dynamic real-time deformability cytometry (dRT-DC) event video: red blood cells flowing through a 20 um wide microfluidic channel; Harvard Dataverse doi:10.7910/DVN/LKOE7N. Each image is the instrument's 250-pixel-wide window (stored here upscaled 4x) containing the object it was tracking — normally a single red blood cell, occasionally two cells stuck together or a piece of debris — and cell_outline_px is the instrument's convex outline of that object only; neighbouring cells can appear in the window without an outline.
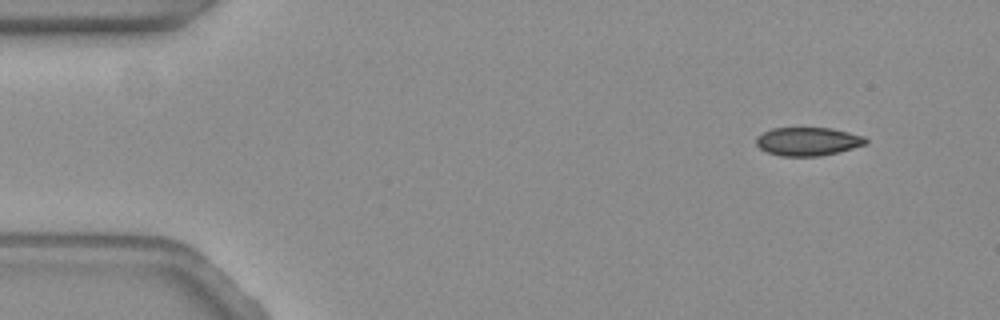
{"species": "common noctule bat (a hibernating species)", "species_latin": "Nyctalus noctula", "temperature_condition": "warm", "stored_images_in_passage": 53, "camera_frame_rate_fps": 3000, "um_per_image_px": 0.085, "animal": {"sex": "female", "body_mass_g": 19.3, "forearm_length_mm": 54.1}, "frame": {"image": 1, "passage_image": 1, "time_ms": 0.0, "image_size_px": [1000, 320], "cell_outline_px": [[868, 144], [820, 156], [780, 156], [768, 152], [760, 148], [756, 144], [756, 136], [772, 128], [832, 128], [864, 136], [868, 140]], "centroid_in_image_um": [68.67, 12.02], "position_along_channel_um": 16.3, "area_um2": 18.09}}
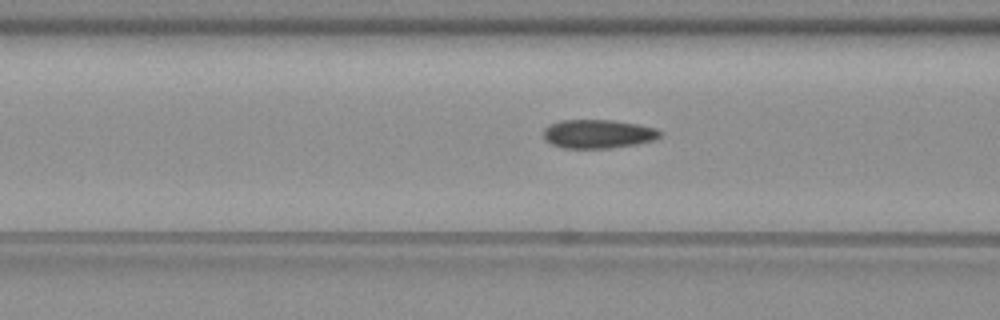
{"frame": {"image": 2, "passage_image": 18, "time_ms": 5.667, "image_size_px": [1000, 320], "cell_outline_px": [[664, 132], [656, 140], [636, 144], [612, 148], [564, 148], [552, 144], [544, 140], [544, 128], [548, 124], [560, 120], [612, 120], [636, 124], [656, 128]], "centroid_in_image_um": [50.84, 11.38], "position_along_channel_um": 115.8, "area_um2": 19.71}}
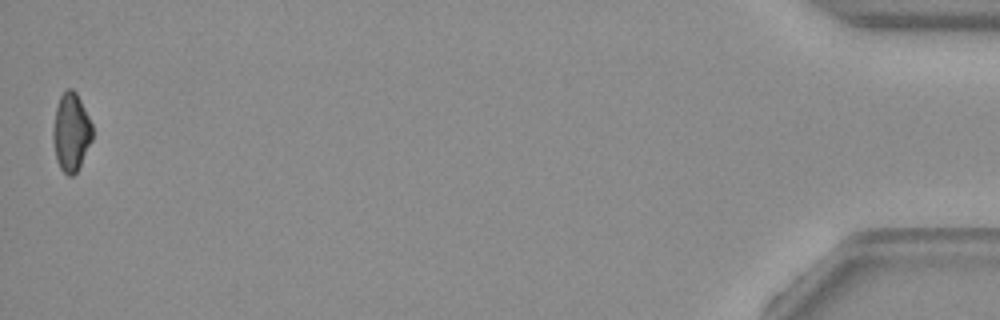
{"frame": {"image": 3, "passage_image": 53, "time_ms": 17.333, "image_size_px": [1000, 320], "cell_outline_px": [[92, 140], [76, 172], [72, 176], [68, 176], [60, 168], [56, 160], [52, 140], [52, 132], [56, 108], [60, 96], [68, 88], [72, 88], [76, 92], [92, 124]], "centroid_in_image_um": [6.02, 11.24], "position_along_channel_um": 429.2, "area_um2": 17.8}, "authors_computed_cell_mechanics": {"area_um2": 19.2474, "velocity_mm_per_s": 3.56, "shape_relaxation_time_tau1_ms": null, "shape_relaxation_time_tau2_ms": 3.5242, "deformation_change_tau1": null, "deformation_change_tau2": 0.0589}}